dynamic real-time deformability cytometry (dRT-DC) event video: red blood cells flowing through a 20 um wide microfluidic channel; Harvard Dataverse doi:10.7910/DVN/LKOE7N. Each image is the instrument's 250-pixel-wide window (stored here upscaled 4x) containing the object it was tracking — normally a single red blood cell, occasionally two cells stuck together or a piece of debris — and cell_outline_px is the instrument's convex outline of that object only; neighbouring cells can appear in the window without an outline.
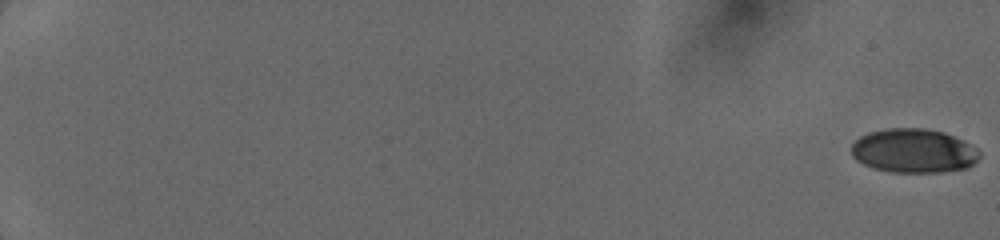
{"species": "human", "species_latin": "Homo sapiens", "temperature_condition": "cold", "stored_images_in_passage": 9, "camera_frame_rate_fps": 3000, "um_per_image_px": 0.085, "donor": {"sex": "female"}, "frame": {"image": 1, "passage_image": 1, "time_ms": 0.0, "image_size_px": [1000, 240], "cell_outline_px": [[980, 156], [968, 168], [940, 172], [892, 172], [876, 168], [864, 164], [856, 160], [852, 156], [852, 144], [860, 136], [868, 132], [888, 128], [924, 128], [944, 132], [976, 148], [980, 152]], "centroid_in_image_um": [77.64, 12.82], "position_along_channel_um": 7.4, "area_um2": 32.66}}
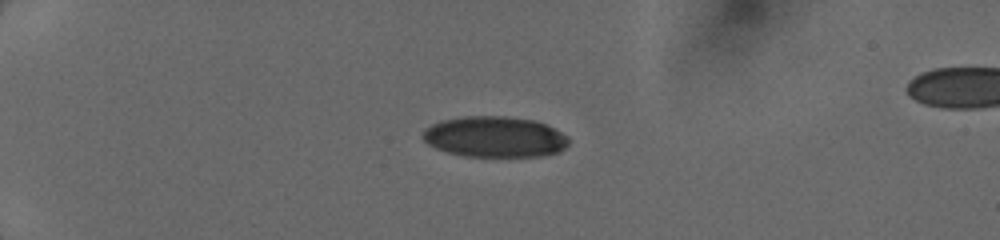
{"frame": {"image": 2, "passage_image": 6, "time_ms": 5.0, "image_size_px": [1000, 240], "cell_outline_px": [[568, 144], [564, 148], [556, 152], [540, 156], [464, 156], [448, 152], [436, 148], [428, 144], [424, 140], [424, 128], [440, 120], [464, 116], [504, 116], [536, 120], [568, 136]], "centroid_in_image_um": [42.03, 11.62], "position_along_channel_um": 43.0, "area_um2": 34.51}}
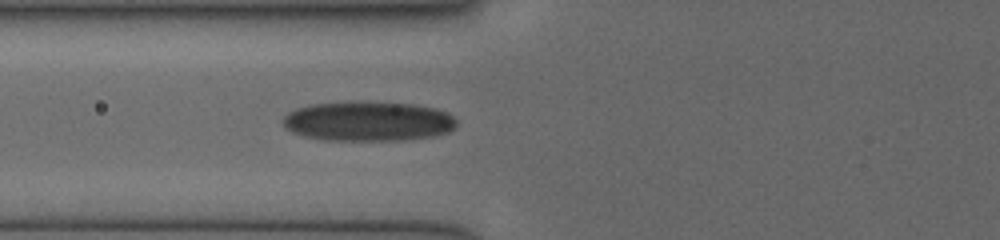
{"frame": {"image": 3, "passage_image": 9, "time_ms": 7.667, "image_size_px": [1000, 240], "cell_outline_px": [[456, 128], [448, 132], [436, 136], [404, 140], [324, 140], [304, 136], [292, 132], [284, 128], [284, 116], [288, 112], [296, 108], [316, 104], [412, 104], [432, 108], [444, 112], [452, 116], [456, 120]], "centroid_in_image_um": [31.3, 10.36], "position_along_channel_um": 94.5, "area_um2": 39.07}}